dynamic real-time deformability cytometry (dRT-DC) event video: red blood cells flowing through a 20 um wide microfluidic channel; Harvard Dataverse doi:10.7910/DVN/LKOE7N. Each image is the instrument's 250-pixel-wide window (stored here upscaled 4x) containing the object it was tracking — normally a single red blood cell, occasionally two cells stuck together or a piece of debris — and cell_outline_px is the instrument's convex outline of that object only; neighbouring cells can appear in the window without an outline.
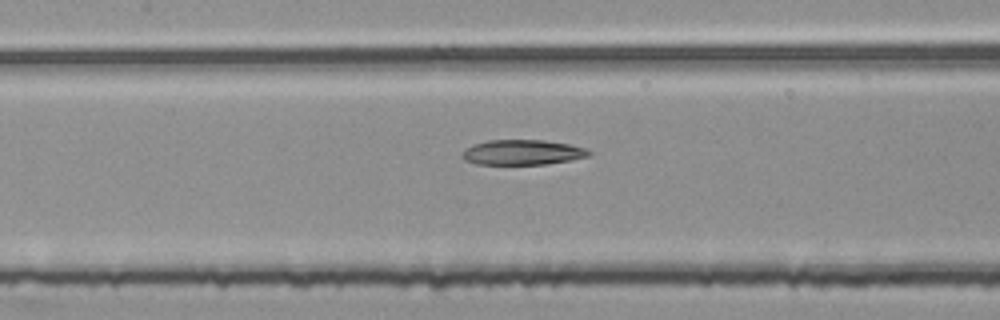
{"species": "common noctule bat (a hibernating species)", "species_latin": "Nyctalus noctula", "temperature_condition": "room temperature", "stored_images_in_passage": 49, "segment_of_instrument_passage": [2, 2], "camera_frame_rate_fps": 3000, "um_per_image_px": 0.085, "animal": {"sex": "female", "body_mass_g": 25.1}, "frame": {"image": 1, "passage_image": 25, "time_ms": 8.0, "image_size_px": [1000, 320], "cell_outline_px": [[592, 152], [588, 156], [568, 160], [544, 164], [476, 164], [464, 160], [460, 156], [460, 152], [464, 148], [472, 144], [488, 140], [544, 140], [568, 144], [588, 148]], "centroid_in_image_um": [44.34, 12.94], "position_along_channel_um": 163.1, "area_um2": 18.67}}
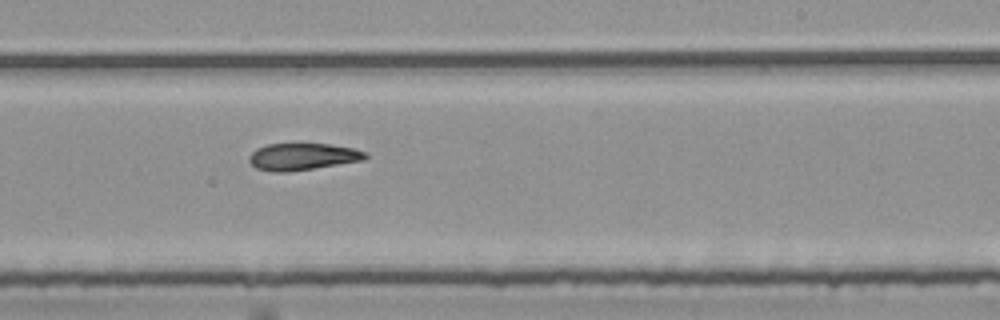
{"frame": {"image": 2, "passage_image": 33, "time_ms": 10.667, "image_size_px": [1000, 320], "cell_outline_px": [[368, 156], [364, 160], [288, 172], [272, 172], [256, 168], [248, 160], [252, 152], [256, 148], [268, 144], [328, 144], [352, 148], [368, 152]], "centroid_in_image_um": [25.72, 13.32], "position_along_channel_um": 263.3, "area_um2": 18.15}}
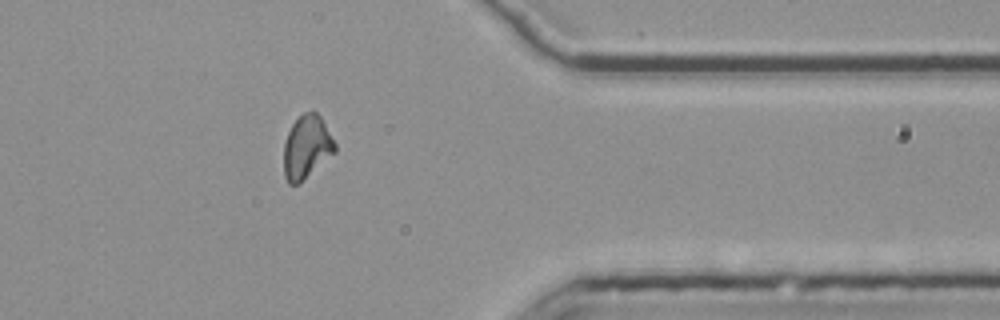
{"frame": {"image": 3, "passage_image": 44, "time_ms": 14.333, "image_size_px": [1000, 320], "cell_outline_px": [[336, 152], [296, 184], [288, 184], [284, 176], [284, 144], [288, 132], [292, 124], [304, 112], [312, 108], [320, 116], [336, 144]], "centroid_in_image_um": [26.06, 12.46], "position_along_channel_um": 385.3, "area_um2": 18.61}}